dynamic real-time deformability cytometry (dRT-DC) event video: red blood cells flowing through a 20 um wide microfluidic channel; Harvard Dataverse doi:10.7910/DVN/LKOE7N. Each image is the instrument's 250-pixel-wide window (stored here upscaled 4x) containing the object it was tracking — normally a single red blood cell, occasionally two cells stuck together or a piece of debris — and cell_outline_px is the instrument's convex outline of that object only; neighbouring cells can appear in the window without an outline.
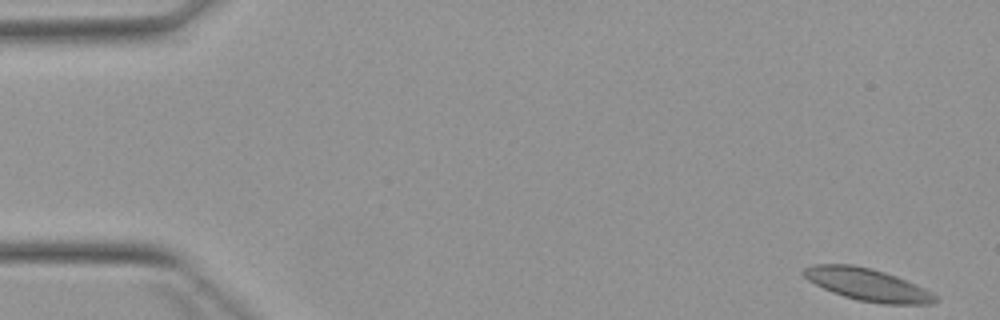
{"species": "Egyptian fruit bat (a non-hibernating species)", "species_latin": "Rousettus aegyptiacus", "temperature_condition": "warm", "stored_images_in_passage": 8, "camera_frame_rate_fps": 3000, "um_per_image_px": 0.085, "animal": {"sex": "female"}, "frame": {"image": 1, "passage_image": 1, "time_ms": 0.0, "image_size_px": [1000, 320], "cell_outline_px": [[940, 300], [932, 304], [884, 304], [860, 300], [844, 296], [832, 292], [808, 280], [800, 272], [804, 268], [812, 264], [852, 264], [872, 268], [896, 276], [916, 284], [932, 292]], "centroid_in_image_um": [73.75, 24.18], "position_along_channel_um": 11.3, "area_um2": 24.8}}
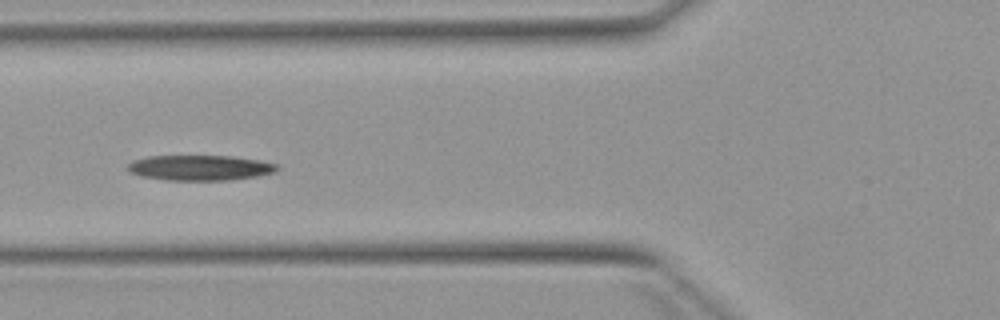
{"frame": {"image": 2, "passage_image": 6, "time_ms": 6.0, "image_size_px": [1000, 320], "cell_outline_px": [[280, 168], [276, 172], [256, 176], [232, 180], [164, 180], [140, 176], [132, 172], [128, 168], [128, 164], [132, 160], [148, 156], [232, 156], [260, 160], [276, 164]], "centroid_in_image_um": [17.02, 14.26], "position_along_channel_um": 108.8, "area_um2": 22.08}}
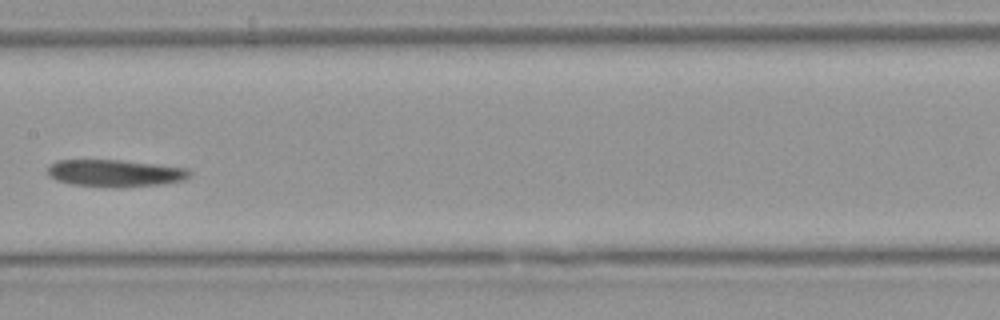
{"frame": {"image": 3, "passage_image": 8, "time_ms": 8.333, "image_size_px": [1000, 320], "cell_outline_px": [[192, 176], [180, 180], [160, 184], [120, 188], [112, 188], [72, 184], [56, 180], [48, 176], [48, 168], [56, 160], [120, 160], [156, 164], [188, 168], [192, 172]], "centroid_in_image_um": [9.79, 14.72], "position_along_channel_um": 197.6, "area_um2": 22.54}}